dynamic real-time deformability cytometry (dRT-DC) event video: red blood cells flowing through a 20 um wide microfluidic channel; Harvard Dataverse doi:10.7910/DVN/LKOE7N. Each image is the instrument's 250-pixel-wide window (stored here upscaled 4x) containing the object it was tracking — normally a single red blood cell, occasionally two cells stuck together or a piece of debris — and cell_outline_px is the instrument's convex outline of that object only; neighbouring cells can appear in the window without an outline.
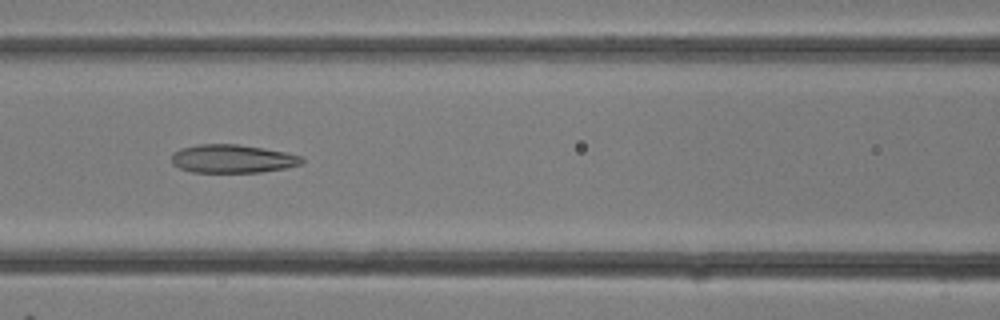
{"species": "common noctule bat (a hibernating species)", "species_latin": "Nyctalus noctula", "temperature_condition": "room temperature", "stored_images_in_passage": 29, "camera_frame_rate_fps": 3000, "um_per_image_px": 0.085, "animal": {"sex": "female"}, "frame": {"image": 1, "passage_image": 13, "time_ms": 4.0, "image_size_px": [1000, 320], "cell_outline_px": [[304, 160], [300, 164], [284, 168], [260, 172], [192, 172], [180, 168], [172, 164], [172, 152], [180, 148], [196, 144], [236, 144], [284, 152], [300, 156]], "centroid_in_image_um": [19.69, 13.49], "position_along_channel_um": 146.9, "area_um2": 21.33}}
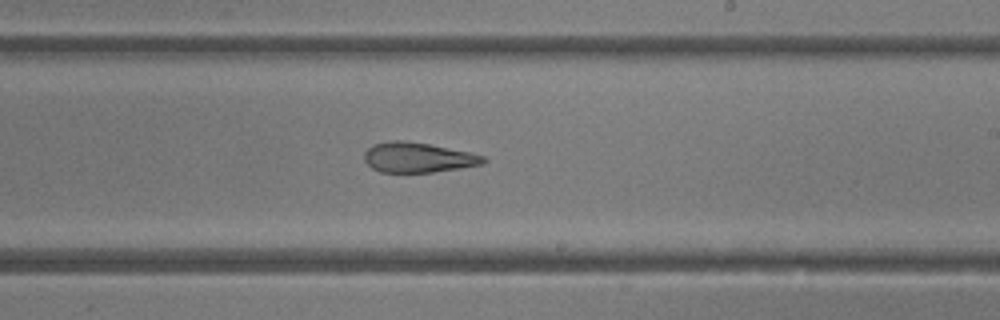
{"frame": {"image": 2, "passage_image": 18, "time_ms": 5.667, "image_size_px": [1000, 320], "cell_outline_px": [[488, 160], [484, 164], [460, 168], [432, 172], [380, 172], [372, 168], [364, 160], [364, 152], [372, 144], [388, 140], [400, 140], [428, 144], [468, 152], [484, 156]], "centroid_in_image_um": [35.5, 13.38], "position_along_channel_um": 253.5, "area_um2": 20.81}}
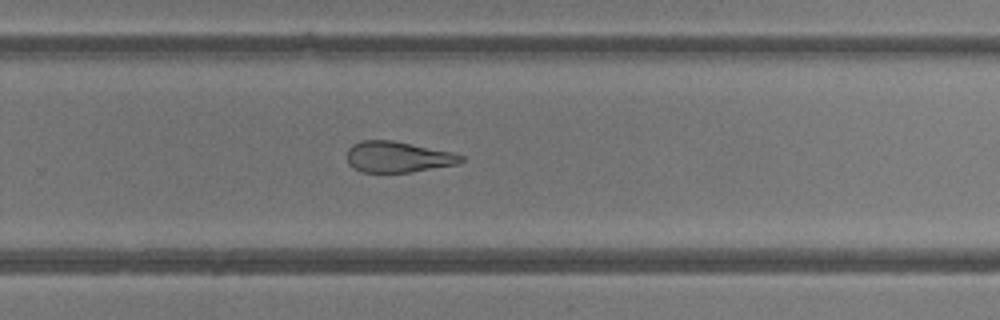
{"frame": {"image": 3, "passage_image": 20, "time_ms": 6.333, "image_size_px": [1000, 320], "cell_outline_px": [[464, 160], [456, 164], [412, 172], [360, 172], [352, 168], [348, 164], [348, 148], [352, 144], [360, 140], [392, 140], [452, 152], [464, 156]], "centroid_in_image_um": [33.78, 13.34], "position_along_channel_um": 296.0, "area_um2": 20.58}}